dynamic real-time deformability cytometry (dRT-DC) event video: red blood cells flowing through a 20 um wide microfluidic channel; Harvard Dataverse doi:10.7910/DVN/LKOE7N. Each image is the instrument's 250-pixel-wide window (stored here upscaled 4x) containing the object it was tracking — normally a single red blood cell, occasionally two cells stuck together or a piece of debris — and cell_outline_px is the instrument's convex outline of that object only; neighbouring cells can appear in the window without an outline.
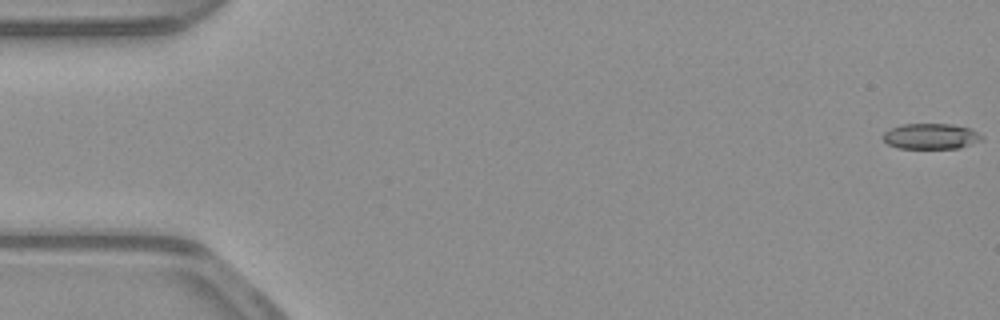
{"species": "common noctule bat (a hibernating species)", "species_latin": "Nyctalus noctula", "temperature_condition": "warm", "stored_images_in_passage": 52, "camera_frame_rate_fps": 3000, "um_per_image_px": 0.085, "animal": {"sex": "male", "body_mass_g": 23.1, "forearm_length_mm": 52.7}, "frame": {"image": 1, "passage_image": 1, "time_ms": 0.0, "image_size_px": [1000, 320], "cell_outline_px": [[984, 140], [960, 148], [896, 148], [888, 144], [884, 140], [884, 132], [892, 128], [904, 124], [952, 124], [972, 128], [984, 136]], "centroid_in_image_um": [79.2, 11.58], "position_along_channel_um": 5.8, "area_um2": 14.85}}
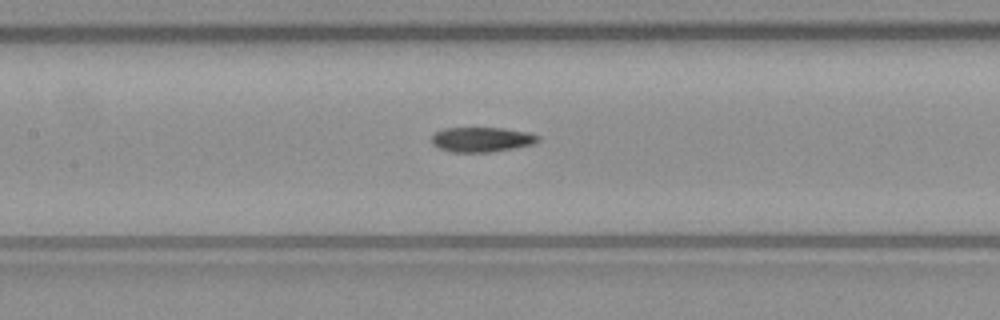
{"frame": {"image": 2, "passage_image": 25, "time_ms": 8.0, "image_size_px": [1000, 320], "cell_outline_px": [[540, 140], [532, 144], [516, 148], [488, 152], [448, 152], [436, 148], [432, 144], [432, 136], [436, 132], [444, 128], [504, 128], [528, 132], [540, 136]], "centroid_in_image_um": [40.93, 11.86], "position_along_channel_um": 166.5, "area_um2": 15.55}}
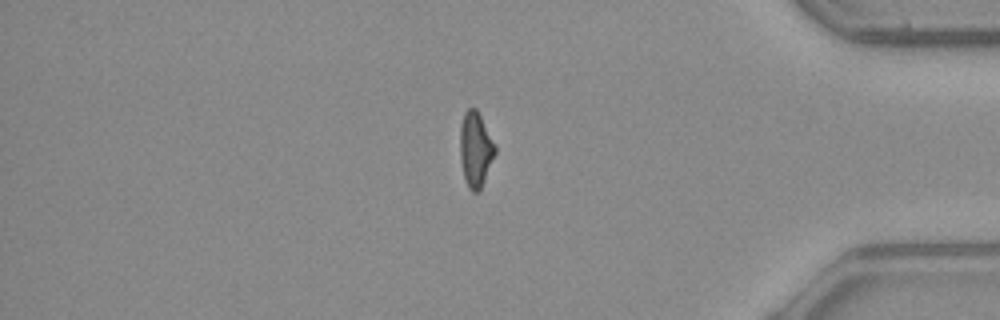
{"frame": {"image": 3, "passage_image": 45, "time_ms": 14.667, "image_size_px": [1000, 320], "cell_outline_px": [[496, 152], [480, 192], [472, 192], [468, 188], [464, 180], [460, 160], [460, 124], [464, 112], [468, 108], [476, 108], [496, 144]], "centroid_in_image_um": [40.42, 12.72], "position_along_channel_um": 394.8, "area_um2": 15.66}}